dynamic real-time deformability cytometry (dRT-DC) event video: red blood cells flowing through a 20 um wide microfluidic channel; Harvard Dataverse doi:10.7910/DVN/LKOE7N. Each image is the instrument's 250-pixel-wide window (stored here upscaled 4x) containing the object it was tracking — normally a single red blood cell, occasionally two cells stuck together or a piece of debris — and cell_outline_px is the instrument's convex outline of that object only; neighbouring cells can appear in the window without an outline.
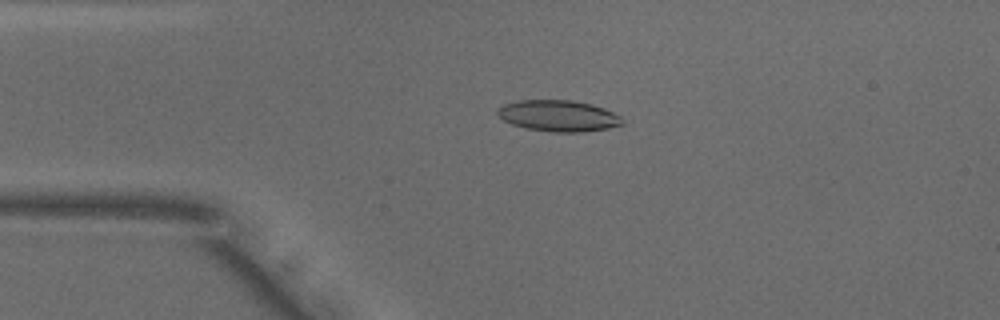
{"species": "common noctule bat (a hibernating species)", "species_latin": "Nyctalus noctula", "temperature_condition": "warm", "stored_images_in_passage": 38, "camera_frame_rate_fps": 3000, "um_per_image_px": 0.085, "animal": {"sex": "male", "body_mass_g": 18.8}, "frame": {"image": 1, "passage_image": 4, "time_ms": 1.0, "image_size_px": [1000, 320], "cell_outline_px": [[624, 124], [608, 128], [580, 132], [556, 132], [528, 128], [512, 124], [504, 120], [496, 112], [496, 108], [504, 104], [520, 100], [572, 100], [592, 104], [604, 108], [620, 116]], "centroid_in_image_um": [47.47, 9.83], "position_along_channel_um": 37.5, "area_um2": 22.54}}
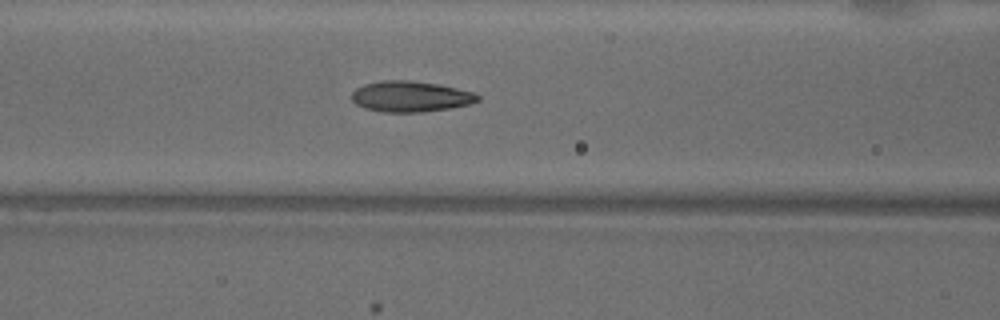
{"frame": {"image": 2, "passage_image": 13, "time_ms": 4.0, "image_size_px": [1000, 320], "cell_outline_px": [[480, 100], [472, 104], [424, 112], [380, 112], [364, 108], [356, 104], [352, 100], [352, 92], [356, 88], [364, 84], [380, 80], [408, 80], [436, 84], [456, 88], [472, 92], [480, 96]], "centroid_in_image_um": [34.87, 8.21], "position_along_channel_um": 131.7, "area_um2": 22.66}}
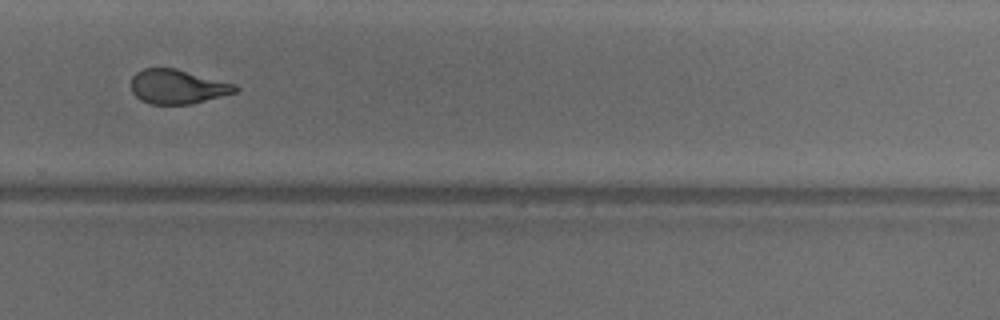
{"frame": {"image": 3, "passage_image": 27, "time_ms": 8.667, "image_size_px": [1000, 320], "cell_outline_px": [[240, 88], [236, 92], [192, 104], [152, 104], [140, 100], [132, 92], [132, 76], [136, 72], [144, 68], [176, 68], [236, 84]], "centroid_in_image_um": [15.1, 7.36], "position_along_channel_um": 314.7, "area_um2": 20.87}, "authors_computed_cell_mechanics": {"area_um2": 21.964, "velocity_mm_per_s": 3.9352, "shape_relaxation_time_tau1_ms": 7.0374, "shape_relaxation_time_tau2_ms": 1.2385, "deformation_change_tau1": 0.2252, "deformation_change_tau2": 0.0755}}